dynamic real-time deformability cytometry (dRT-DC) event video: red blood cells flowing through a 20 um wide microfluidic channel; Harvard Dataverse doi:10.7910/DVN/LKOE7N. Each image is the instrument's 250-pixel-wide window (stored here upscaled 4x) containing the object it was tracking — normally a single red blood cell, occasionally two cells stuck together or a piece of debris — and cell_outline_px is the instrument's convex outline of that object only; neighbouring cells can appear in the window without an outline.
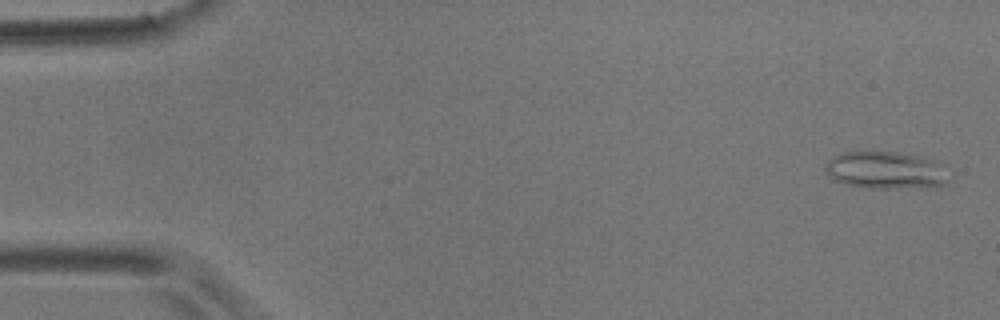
{"species": "common noctule bat (a hibernating species)", "species_latin": "Nyctalus noctula", "temperature_condition": "room temperature", "stored_images_in_passage": 8, "camera_frame_rate_fps": 3000, "um_per_image_px": 0.085, "animal": {"sex": "male", "body_mass_g": 17.9}, "frame": {"image": 1, "passage_image": 1, "time_ms": 0.0, "image_size_px": [1000, 320], "cell_outline_px": [[948, 180], [944, 184], [888, 188], [872, 188], [844, 184], [836, 180], [828, 172], [824, 164], [832, 156], [844, 152], [896, 152], [928, 160]], "centroid_in_image_um": [75.06, 14.46], "position_along_channel_um": 9.9, "area_um2": 25.09}}